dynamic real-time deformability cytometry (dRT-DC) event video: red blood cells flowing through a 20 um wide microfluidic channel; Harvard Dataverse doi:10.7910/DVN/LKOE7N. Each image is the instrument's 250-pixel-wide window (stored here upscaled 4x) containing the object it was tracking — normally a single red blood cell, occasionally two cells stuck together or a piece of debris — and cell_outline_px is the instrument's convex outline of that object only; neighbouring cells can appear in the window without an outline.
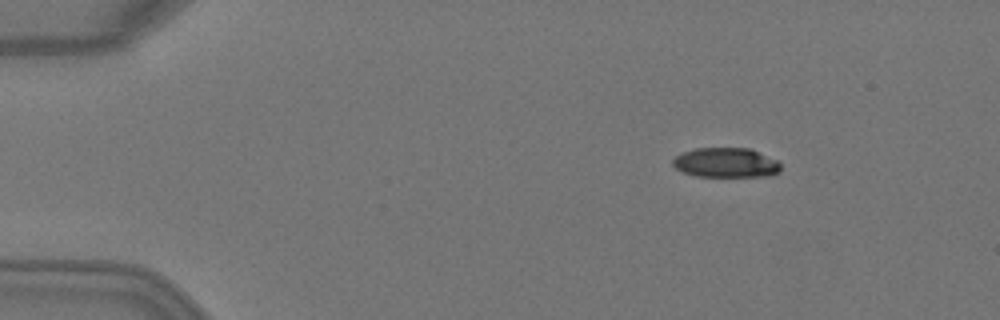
{"species": "Egyptian fruit bat (a non-hibernating species)", "species_latin": "Rousettus aegyptiacus", "temperature_condition": "warm", "stored_images_in_passage": 4, "camera_frame_rate_fps": 3000, "um_per_image_px": 0.085, "animal": {"sex": "female"}, "frame": {"image": 1, "passage_image": 1, "time_ms": 0.0, "image_size_px": [1000, 320], "cell_outline_px": [[780, 172], [768, 176], [696, 176], [684, 172], [676, 168], [672, 164], [672, 160], [676, 156], [684, 152], [696, 148], [748, 148], [776, 160], [780, 164]], "centroid_in_image_um": [61.69, 13.83], "position_along_channel_um": 23.3, "area_um2": 18.44}}
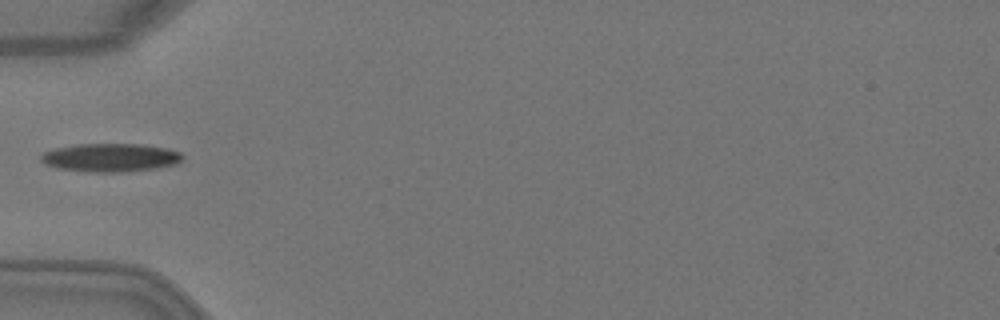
{"frame": {"image": 2, "passage_image": 4, "time_ms": 1.0, "image_size_px": [1000, 320], "cell_outline_px": [[184, 156], [176, 164], [156, 168], [128, 172], [92, 172], [56, 168], [44, 164], [40, 160], [40, 156], [44, 152], [56, 148], [80, 144], [140, 144], [168, 148], [180, 152]], "centroid_in_image_um": [9.39, 13.4], "position_along_channel_um": 75.6, "area_um2": 23.47}}